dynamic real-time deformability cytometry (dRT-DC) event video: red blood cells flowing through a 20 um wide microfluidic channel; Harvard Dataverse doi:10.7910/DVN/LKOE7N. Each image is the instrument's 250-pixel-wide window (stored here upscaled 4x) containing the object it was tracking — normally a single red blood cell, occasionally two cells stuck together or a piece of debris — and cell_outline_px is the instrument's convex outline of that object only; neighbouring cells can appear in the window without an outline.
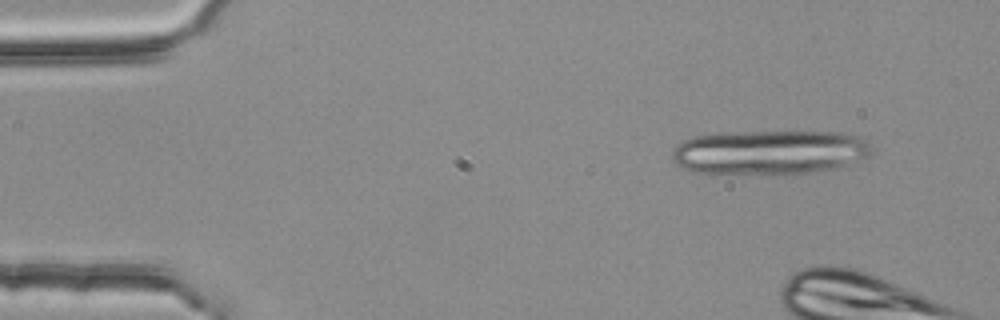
{"species": "common noctule bat (a hibernating species)", "species_latin": "Nyctalus noctula", "temperature_condition": "room temperature", "stored_images_in_passage": 4, "camera_frame_rate_fps": 3000, "um_per_image_px": 0.085, "animal": {"sex": "female", "body_mass_g": 25.1}, "frame": {"image": 1, "passage_image": 1, "time_ms": 0.0, "image_size_px": [1000, 320], "cell_outline_px": [[872, 152], [868, 156], [836, 168], [780, 176], [772, 176], [692, 172], [680, 168], [672, 160], [672, 152], [676, 144], [692, 136], [720, 132], [840, 132], [860, 136], [868, 140], [872, 144]], "centroid_in_image_um": [65.37, 12.96], "position_along_channel_um": 19.6, "area_um2": 53.0}}